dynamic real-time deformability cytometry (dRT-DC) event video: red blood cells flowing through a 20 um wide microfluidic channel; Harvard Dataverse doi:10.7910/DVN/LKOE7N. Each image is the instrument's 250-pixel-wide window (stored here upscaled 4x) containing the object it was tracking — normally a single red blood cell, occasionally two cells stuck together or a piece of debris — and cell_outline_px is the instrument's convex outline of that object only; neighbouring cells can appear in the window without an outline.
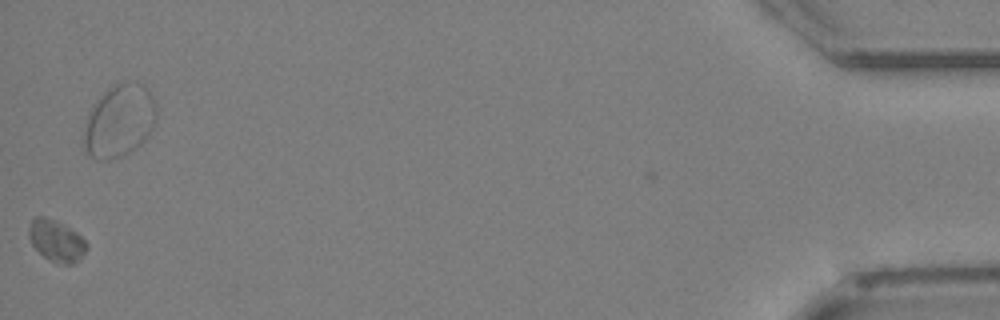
{"species": "Egyptian fruit bat (a non-hibernating species)", "species_latin": "Rousettus aegyptiacus", "temperature_condition": "cold", "stored_images_in_passage": 25, "camera_frame_rate_fps": 3000, "um_per_image_px": 0.085, "animal": {"sex": "female"}, "frame": {"image": 1, "passage_image": 25, "time_ms": 8.0, "image_size_px": [1000, 320], "cell_outline_px": [[88, 248], [72, 264], [64, 264], [48, 260], [32, 244], [28, 236], [28, 228], [32, 220], [36, 216], [44, 216], [56, 220], [76, 232], [88, 244]], "centroid_in_image_um": [4.76, 20.44], "position_along_channel_um": 430.4, "area_um2": 13.76}}